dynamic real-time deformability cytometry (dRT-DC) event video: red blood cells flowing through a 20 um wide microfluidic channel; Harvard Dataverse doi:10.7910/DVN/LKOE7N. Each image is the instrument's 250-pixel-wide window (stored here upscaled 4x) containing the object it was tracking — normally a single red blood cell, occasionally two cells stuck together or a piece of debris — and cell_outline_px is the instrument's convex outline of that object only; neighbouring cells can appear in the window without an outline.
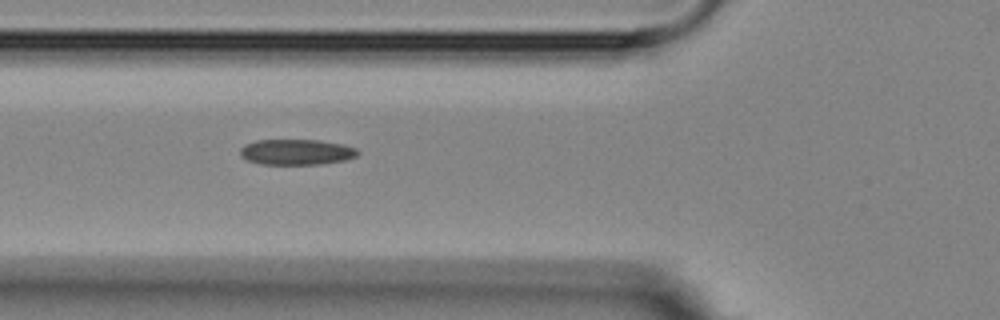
{"species": "Egyptian fruit bat (a non-hibernating species)", "species_latin": "Rousettus aegyptiacus", "temperature_condition": "room temperature", "stored_images_in_passage": 6, "camera_frame_rate_fps": 3000, "um_per_image_px": 0.085, "animal": {"sex": "female"}, "frame": {"image": 1, "passage_image": 3, "time_ms": 2.333, "image_size_px": [1000, 320], "cell_outline_px": [[360, 152], [356, 156], [344, 160], [320, 164], [264, 164], [248, 160], [240, 156], [240, 148], [244, 144], [256, 140], [320, 140], [344, 144], [356, 148]], "centroid_in_image_um": [25.2, 12.91], "position_along_channel_um": 100.6, "area_um2": 17.57}}
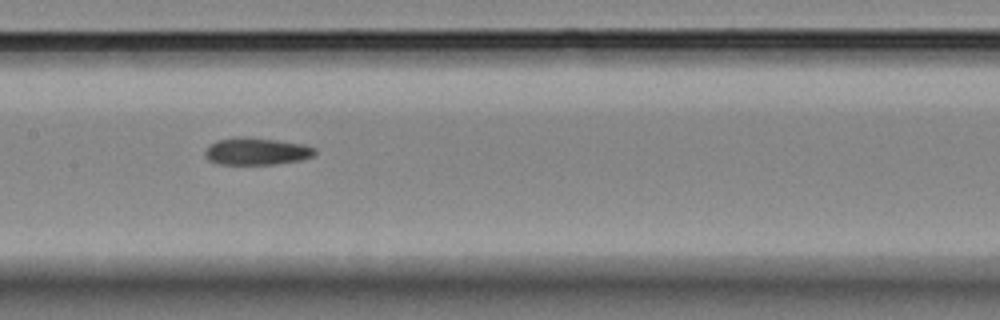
{"frame": {"image": 2, "passage_image": 5, "time_ms": 4.667, "image_size_px": [1000, 320], "cell_outline_px": [[316, 152], [312, 156], [300, 160], [276, 164], [216, 164], [208, 160], [204, 156], [204, 152], [208, 144], [216, 140], [236, 136], [244, 136], [276, 140], [304, 144], [316, 148]], "centroid_in_image_um": [21.74, 12.85], "position_along_channel_um": 185.7, "area_um2": 17.69}}
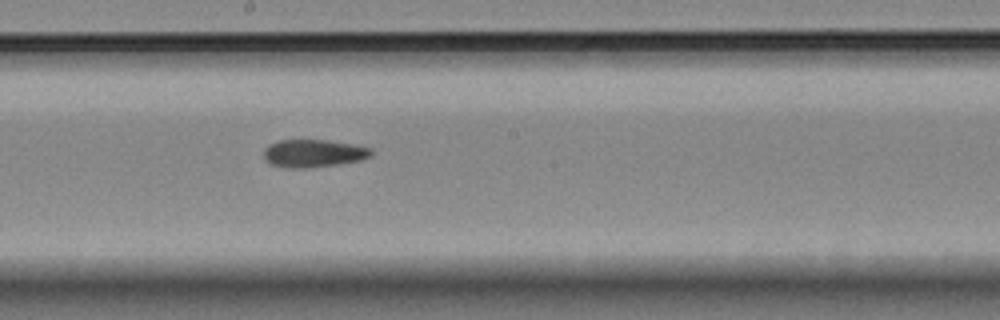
{"frame": {"image": 3, "passage_image": 6, "time_ms": 5.667, "image_size_px": [1000, 320], "cell_outline_px": [[372, 156], [364, 160], [308, 168], [284, 168], [268, 164], [264, 160], [264, 148], [268, 144], [280, 140], [328, 140], [352, 144], [372, 148]], "centroid_in_image_um": [26.62, 13.04], "position_along_channel_um": 221.6, "area_um2": 17.69}}